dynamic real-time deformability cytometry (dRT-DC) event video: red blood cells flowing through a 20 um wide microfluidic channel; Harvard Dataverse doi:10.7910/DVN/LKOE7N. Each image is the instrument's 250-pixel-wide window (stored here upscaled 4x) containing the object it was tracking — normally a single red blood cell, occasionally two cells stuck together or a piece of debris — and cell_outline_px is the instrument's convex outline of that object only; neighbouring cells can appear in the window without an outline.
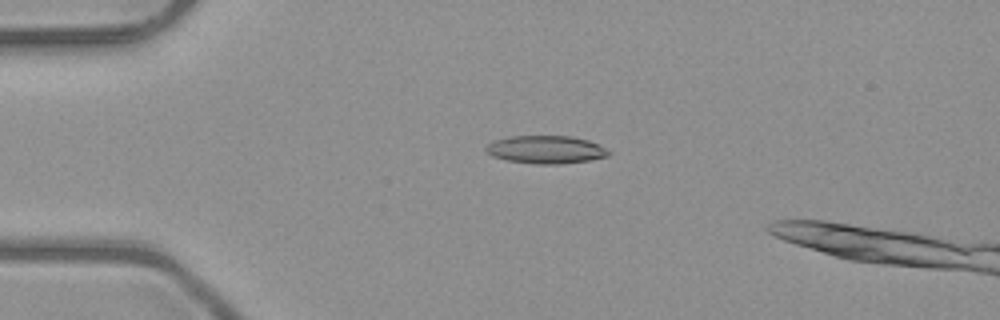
{"species": "common noctule bat (a hibernating species)", "species_latin": "Nyctalus noctula", "temperature_condition": "room temperature", "stored_images_in_passage": 16, "camera_frame_rate_fps": 3000, "um_per_image_px": 0.085, "animal": {"sex": "male", "body_mass_g": 23.1, "forearm_length_mm": 52.7}, "frame": {"image": 1, "passage_image": 12, "time_ms": 3.667, "image_size_px": [1000, 320], "cell_outline_px": [[612, 152], [608, 156], [588, 160], [560, 164], [536, 164], [504, 160], [492, 156], [484, 148], [488, 144], [496, 140], [508, 136], [572, 136], [588, 140]], "centroid_in_image_um": [46.38, 12.72], "position_along_channel_um": 38.6, "area_um2": 19.88}}